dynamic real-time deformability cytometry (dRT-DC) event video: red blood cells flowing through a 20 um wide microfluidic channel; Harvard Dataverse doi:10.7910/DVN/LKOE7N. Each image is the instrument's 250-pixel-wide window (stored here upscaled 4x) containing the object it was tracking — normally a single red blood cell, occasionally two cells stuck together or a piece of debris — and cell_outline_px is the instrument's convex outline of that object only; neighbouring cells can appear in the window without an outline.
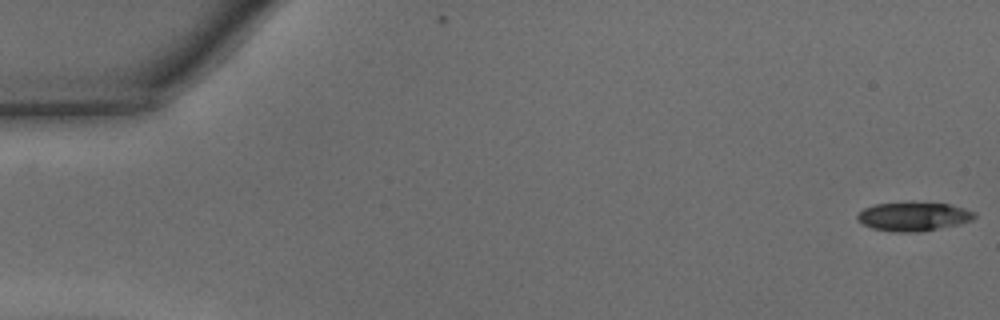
{"species": "common noctule bat (a hibernating species)", "species_latin": "Nyctalus noctula", "temperature_condition": "warm", "stored_images_in_passage": 47, "camera_frame_rate_fps": 3000, "um_per_image_px": 0.085, "animal": {"sex": "male", "body_mass_g": 15.6}, "frame": {"image": 1, "passage_image": 1, "time_ms": 0.0, "image_size_px": [1000, 320], "cell_outline_px": [[976, 216], [972, 220], [960, 224], [924, 232], [892, 232], [872, 228], [856, 220], [856, 216], [864, 208], [876, 204], [948, 204], [964, 208], [976, 212]], "centroid_in_image_um": [77.67, 18.44], "position_along_channel_um": 7.3, "area_um2": 19.36}}
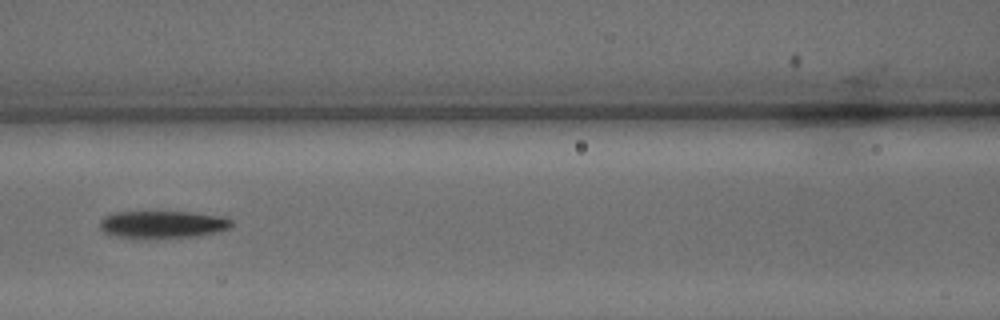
{"frame": {"image": 2, "passage_image": 21, "time_ms": 6.667, "image_size_px": [1000, 320], "cell_outline_px": [[236, 224], [232, 228], [220, 232], [200, 236], [164, 240], [136, 240], [112, 236], [104, 232], [100, 228], [100, 220], [104, 216], [112, 212], [188, 212], [224, 216], [232, 220]], "centroid_in_image_um": [13.85, 19.13], "position_along_channel_um": 152.7, "area_um2": 22.43}}
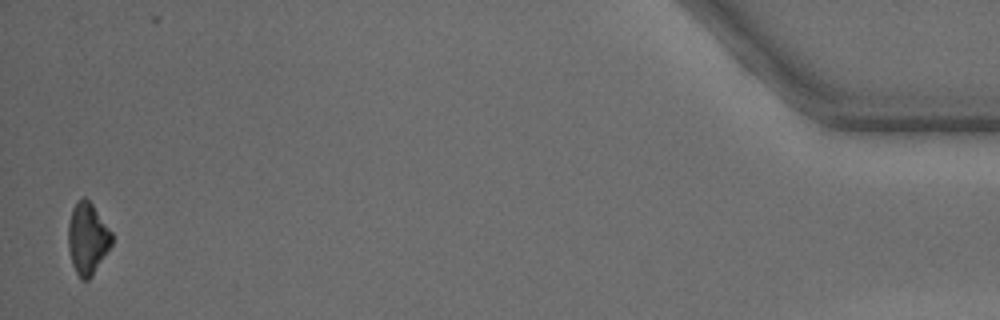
{"frame": {"image": 3, "passage_image": 46, "time_ms": 15.0, "image_size_px": [1000, 320], "cell_outline_px": [[112, 244], [92, 276], [88, 280], [80, 280], [72, 264], [68, 248], [68, 224], [72, 208], [84, 196], [92, 204], [112, 232]], "centroid_in_image_um": [7.43, 20.3], "position_along_channel_um": 427.8, "area_um2": 18.09}, "authors_computed_cell_mechanics": {"area_um2": 20.5768, "velocity_mm_per_s": 4.3651, "shape_relaxation_time_tau1_ms": 2.5298, "shape_relaxation_time_tau2_ms": null, "deformation_change_tau1": 0.1374, "deformation_change_tau2": null}}